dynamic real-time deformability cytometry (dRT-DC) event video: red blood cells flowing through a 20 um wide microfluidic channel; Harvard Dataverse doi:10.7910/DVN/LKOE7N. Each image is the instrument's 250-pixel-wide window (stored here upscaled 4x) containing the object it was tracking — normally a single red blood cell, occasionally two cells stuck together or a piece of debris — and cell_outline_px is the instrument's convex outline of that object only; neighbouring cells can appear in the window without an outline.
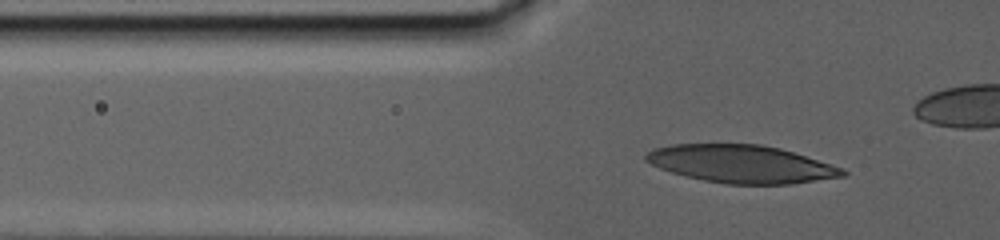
{"species": "human", "species_latin": "Homo sapiens", "temperature_condition": "warm", "stored_images_in_passage": 59, "camera_frame_rate_fps": 3000, "um_per_image_px": 0.085, "donor": {"sex": "male"}, "frame": {"image": 1, "passage_image": 4, "time_ms": 1.0, "image_size_px": [1000, 240], "cell_outline_px": [[848, 172], [844, 176], [792, 184], [724, 184], [684, 176], [660, 168], [644, 160], [644, 156], [652, 148], [672, 144], [760, 144], [780, 148], [832, 164], [844, 168]], "centroid_in_image_um": [63.01, 13.94], "position_along_channel_um": 62.8, "area_um2": 43.41}}
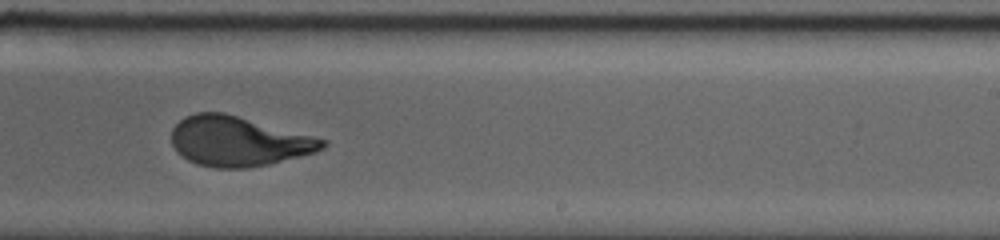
{"frame": {"image": 2, "passage_image": 35, "time_ms": 11.333, "image_size_px": [1000, 240], "cell_outline_px": [[328, 144], [324, 148], [316, 152], [268, 164], [248, 168], [216, 168], [196, 164], [188, 160], [176, 152], [172, 144], [172, 128], [184, 116], [196, 112], [224, 112], [328, 140]], "centroid_in_image_um": [20.24, 12.01], "position_along_channel_um": 268.8, "area_um2": 43.87}}
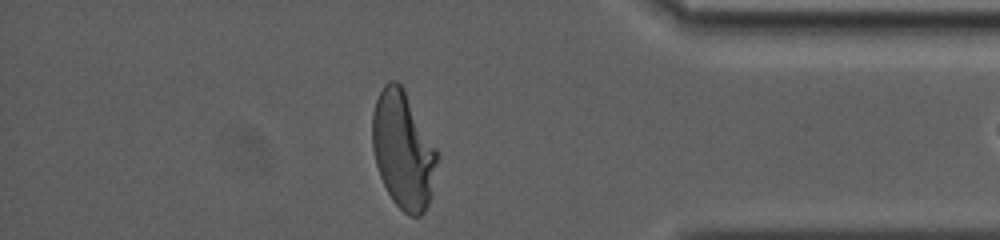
{"frame": {"image": 3, "passage_image": 57, "time_ms": 18.333, "image_size_px": [1000, 240], "cell_outline_px": [[440, 156], [432, 196], [424, 212], [420, 216], [408, 216], [392, 200], [380, 176], [376, 164], [372, 148], [372, 112], [376, 100], [384, 84], [388, 80], [396, 80], [404, 88], [436, 148]], "centroid_in_image_um": [34.29, 12.77], "position_along_channel_um": 400.9, "area_um2": 44.74}}